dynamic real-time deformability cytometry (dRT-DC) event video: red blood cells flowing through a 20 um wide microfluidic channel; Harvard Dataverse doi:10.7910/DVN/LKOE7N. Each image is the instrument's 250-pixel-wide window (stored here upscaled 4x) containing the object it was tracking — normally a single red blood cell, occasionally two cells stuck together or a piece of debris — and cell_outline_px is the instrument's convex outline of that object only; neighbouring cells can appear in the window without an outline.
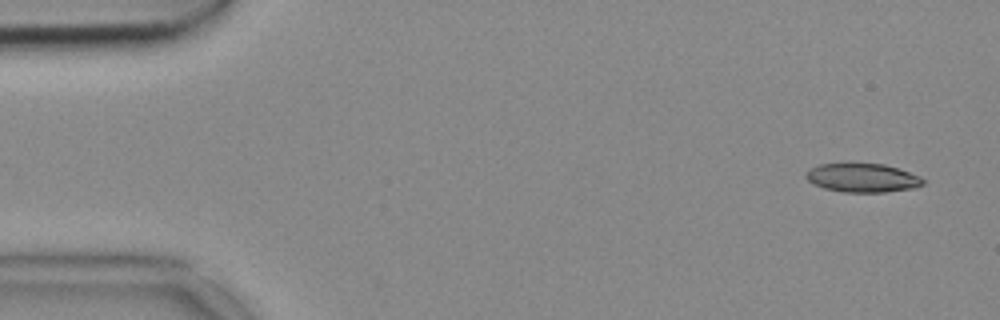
{"species": "common noctule bat (a hibernating species)", "species_latin": "Nyctalus noctula", "temperature_condition": "cold", "stored_images_in_passage": 51, "camera_frame_rate_fps": 3000, "um_per_image_px": 0.085, "animal": {"sex": "female", "body_mass_g": 18.4}, "frame": {"image": 1, "passage_image": 1, "time_ms": 0.0, "image_size_px": [1000, 320], "cell_outline_px": [[924, 184], [912, 188], [884, 192], [844, 192], [824, 188], [812, 184], [804, 176], [812, 168], [820, 164], [884, 164], [920, 176], [924, 180]], "centroid_in_image_um": [73.3, 15.12], "position_along_channel_um": 11.7, "area_um2": 19.31}}
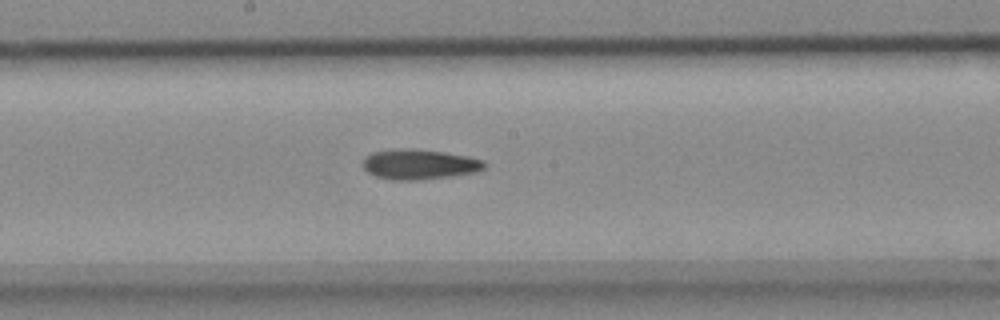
{"frame": {"image": 2, "passage_image": 26, "time_ms": 8.333, "image_size_px": [1000, 320], "cell_outline_px": [[484, 168], [476, 172], [420, 180], [392, 180], [376, 176], [368, 172], [364, 168], [364, 156], [372, 152], [392, 148], [416, 148], [444, 152], [468, 156], [484, 160]], "centroid_in_image_um": [35.61, 13.95], "position_along_channel_um": 212.6, "area_um2": 21.44}}
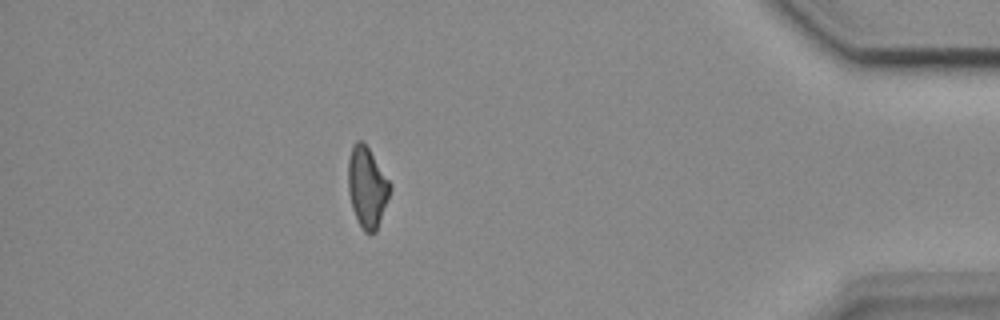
{"frame": {"image": 3, "passage_image": 45, "time_ms": 14.667, "image_size_px": [1000, 320], "cell_outline_px": [[392, 188], [376, 232], [364, 232], [352, 208], [348, 192], [348, 160], [352, 144], [356, 140], [360, 140], [368, 148], [392, 184]], "centroid_in_image_um": [31.2, 15.89], "position_along_channel_um": 404.0, "area_um2": 19.59}}